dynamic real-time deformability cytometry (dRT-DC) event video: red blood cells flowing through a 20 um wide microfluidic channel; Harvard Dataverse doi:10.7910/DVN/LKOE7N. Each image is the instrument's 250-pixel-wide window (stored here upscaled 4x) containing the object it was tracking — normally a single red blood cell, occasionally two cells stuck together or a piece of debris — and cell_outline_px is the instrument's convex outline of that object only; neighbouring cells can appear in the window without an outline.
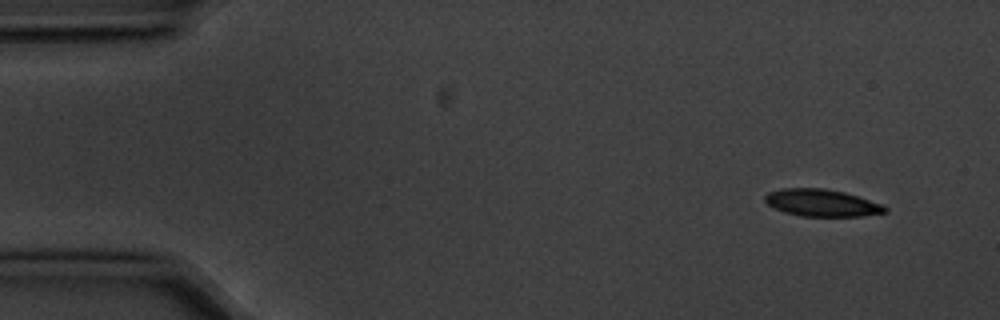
{"species": "common noctule bat (a hibernating species)", "species_latin": "Nyctalus noctula", "temperature_condition": "cold", "stored_images_in_passage": 8, "camera_frame_rate_fps": 3000, "um_per_image_px": 0.085, "animal": {"sex": "male", "body_mass_g": 20.1, "forearm_length_mm": 53.5}, "frame": {"image": 1, "passage_image": 1, "time_ms": 0.0, "image_size_px": [1000, 320], "cell_outline_px": [[888, 212], [860, 216], [800, 216], [784, 212], [768, 204], [764, 200], [764, 196], [768, 192], [780, 188], [824, 188], [844, 192], [880, 204], [888, 208]], "centroid_in_image_um": [69.81, 17.24], "position_along_channel_um": 15.2, "area_um2": 18.84}}
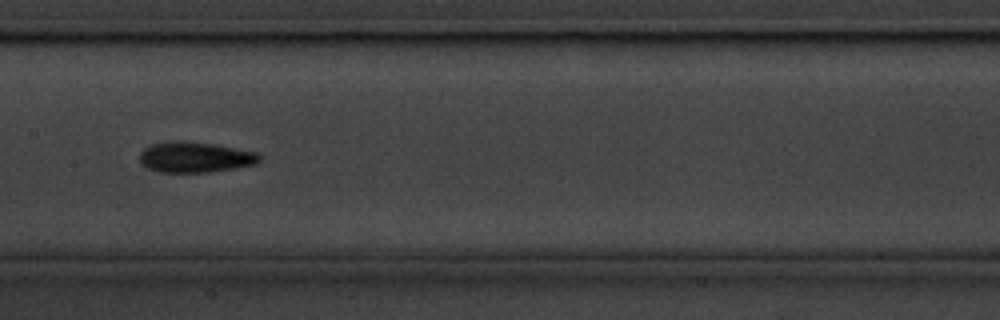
{"frame": {"image": 2, "passage_image": 7, "time_ms": 2.0, "image_size_px": [1000, 320], "cell_outline_px": [[260, 160], [256, 164], [236, 168], [212, 172], [160, 172], [148, 168], [140, 164], [140, 152], [144, 148], [152, 144], [212, 144], [256, 152], [260, 156]], "centroid_in_image_um": [16.61, 13.42], "position_along_channel_um": 190.8, "area_um2": 20.4}}
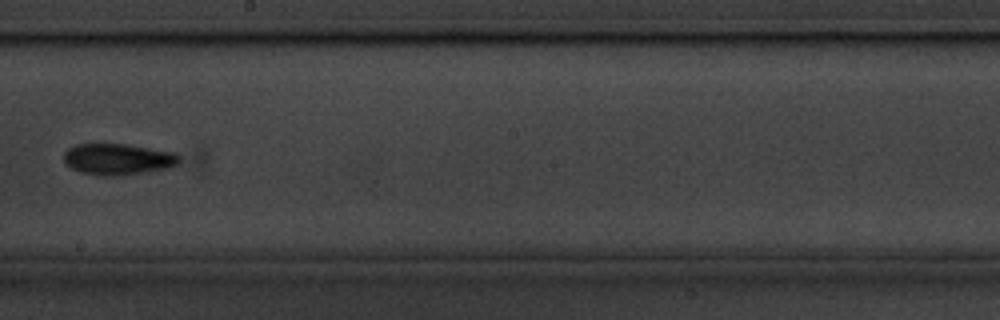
{"frame": {"image": 3, "passage_image": 8, "time_ms": 2.333, "image_size_px": [1000, 320], "cell_outline_px": [[180, 160], [176, 164], [168, 168], [120, 176], [100, 176], [80, 172], [64, 164], [64, 152], [68, 148], [76, 144], [124, 144], [176, 152], [180, 156]], "centroid_in_image_um": [10.0, 13.53], "position_along_channel_um": 238.2, "area_um2": 21.15}}